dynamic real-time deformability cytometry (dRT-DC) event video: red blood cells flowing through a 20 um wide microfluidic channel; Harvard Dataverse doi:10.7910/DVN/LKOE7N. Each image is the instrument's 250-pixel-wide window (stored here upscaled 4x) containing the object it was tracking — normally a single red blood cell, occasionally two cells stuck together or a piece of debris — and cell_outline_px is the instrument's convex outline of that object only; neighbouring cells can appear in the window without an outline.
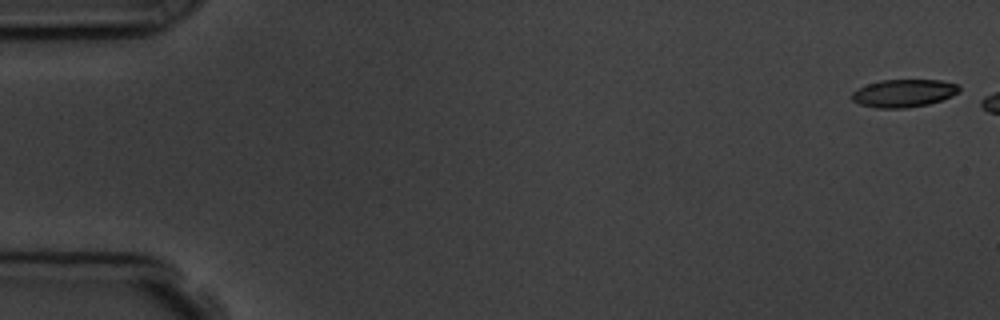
{"species": "common noctule bat (a hibernating species)", "species_latin": "Nyctalus noctula", "temperature_condition": "room temperature", "stored_images_in_passage": 7, "camera_frame_rate_fps": 3000, "um_per_image_px": 0.085, "animal": {"sex": "male", "body_mass_g": 19.5, "forearm_length_mm": 54.6}, "frame": {"image": 1, "passage_image": 1, "time_ms": 0.0, "image_size_px": [1000, 320], "cell_outline_px": [[960, 92], [952, 96], [928, 104], [904, 108], [876, 108], [860, 104], [852, 100], [852, 92], [868, 84], [880, 80], [940, 80], [956, 84], [960, 88]], "centroid_in_image_um": [76.82, 7.92], "position_along_channel_um": 8.2, "area_um2": 17.22}}